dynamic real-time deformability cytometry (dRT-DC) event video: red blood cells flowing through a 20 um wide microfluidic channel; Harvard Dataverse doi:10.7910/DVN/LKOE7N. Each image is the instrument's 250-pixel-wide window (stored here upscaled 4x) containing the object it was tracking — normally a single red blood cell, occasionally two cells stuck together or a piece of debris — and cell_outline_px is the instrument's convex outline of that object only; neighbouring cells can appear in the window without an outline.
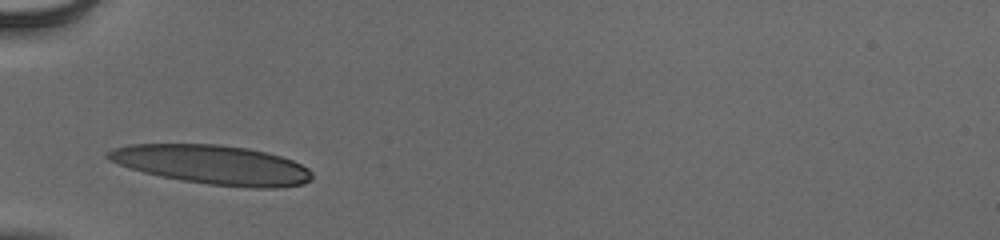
{"species": "human", "species_latin": "Homo sapiens", "temperature_condition": "cold", "stored_images_in_passage": 27, "camera_frame_rate_fps": 3000, "um_per_image_px": 0.085, "donor": {"sex": "male"}, "frame": {"image": 1, "passage_image": 1, "time_ms": 0.0, "image_size_px": [1000, 240], "cell_outline_px": [[312, 180], [304, 184], [280, 188], [248, 188], [208, 184], [180, 180], [160, 176], [144, 172], [108, 160], [104, 156], [104, 152], [112, 148], [132, 144], [220, 144], [248, 148], [280, 156], [292, 160], [308, 168], [312, 172]], "centroid_in_image_um": [18.07, 14.0], "position_along_channel_um": 66.9, "area_um2": 46.82}}
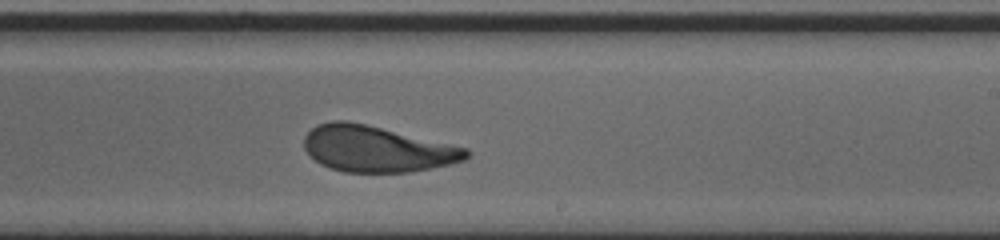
{"frame": {"image": 2, "passage_image": 16, "time_ms": 5.0, "image_size_px": [1000, 240], "cell_outline_px": [[472, 152], [464, 160], [452, 164], [408, 172], [344, 172], [320, 164], [304, 148], [304, 136], [316, 124], [332, 120], [348, 120], [368, 124], [468, 148]], "centroid_in_image_um": [32.04, 12.64], "position_along_channel_um": 257.0, "area_um2": 43.7}}
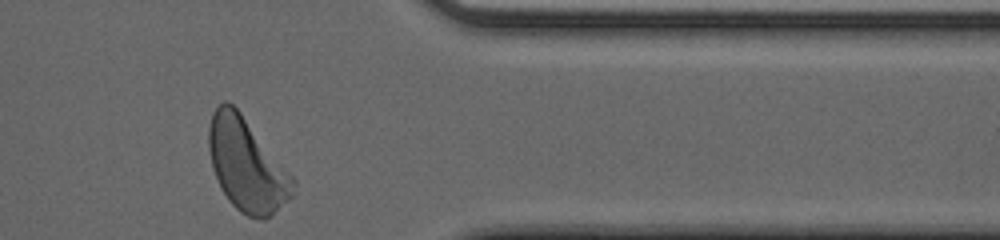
{"frame": {"image": 3, "passage_image": 27, "time_ms": 8.667, "image_size_px": [1000, 240], "cell_outline_px": [[296, 184], [292, 196], [264, 220], [248, 216], [240, 212], [228, 200], [220, 188], [212, 168], [208, 148], [208, 128], [212, 112], [224, 100], [228, 100], [240, 112], [296, 180]], "centroid_in_image_um": [20.94, 14.01], "position_along_channel_um": 390.5, "area_um2": 45.26}, "authors_computed_cell_mechanics": {"area_um2": 44.217, "velocity_mm_per_s": 3.9132, "shape_relaxation_time_tau1_ms": 3.173, "shape_relaxation_time_tau2_ms": 1.2984, "deformation_change_tau1": 0.1746, "deformation_change_tau2": 0.081}}